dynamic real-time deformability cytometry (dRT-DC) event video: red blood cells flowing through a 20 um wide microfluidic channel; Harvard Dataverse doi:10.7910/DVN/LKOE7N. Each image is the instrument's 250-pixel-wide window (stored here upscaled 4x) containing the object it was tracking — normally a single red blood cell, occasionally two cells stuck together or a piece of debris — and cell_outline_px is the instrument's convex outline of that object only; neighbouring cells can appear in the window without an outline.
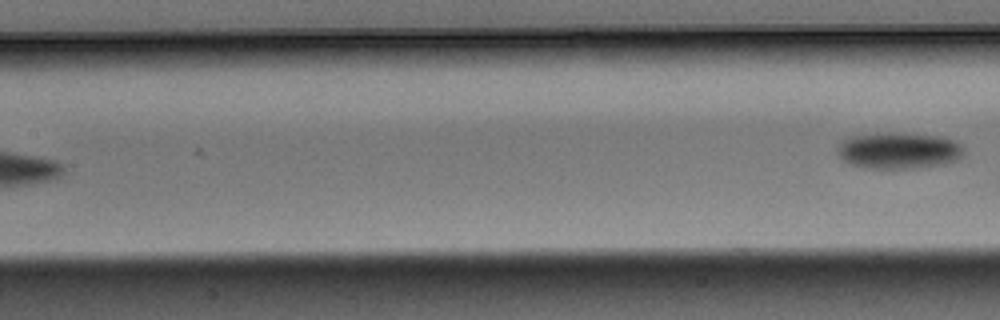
{"species": "Egyptian fruit bat (a non-hibernating species)", "species_latin": "Rousettus aegyptiacus", "temperature_condition": "warm", "stored_images_in_passage": 4, "segment_of_instrument_passage": [2, 2], "camera_frame_rate_fps": 3000, "um_per_image_px": 0.085, "animal": {"sex": "male"}, "frame": {"image": 1, "passage_image": 4, "time_ms": 1.0, "image_size_px": [1000, 320], "cell_outline_px": [[964, 148], [960, 156], [956, 160], [940, 164], [916, 168], [864, 168], [852, 164], [844, 160], [836, 152], [836, 148], [844, 140], [852, 136], [944, 136], [956, 140]], "centroid_in_image_um": [76.41, 12.85], "position_along_channel_um": 131.0, "area_um2": 25.37}}